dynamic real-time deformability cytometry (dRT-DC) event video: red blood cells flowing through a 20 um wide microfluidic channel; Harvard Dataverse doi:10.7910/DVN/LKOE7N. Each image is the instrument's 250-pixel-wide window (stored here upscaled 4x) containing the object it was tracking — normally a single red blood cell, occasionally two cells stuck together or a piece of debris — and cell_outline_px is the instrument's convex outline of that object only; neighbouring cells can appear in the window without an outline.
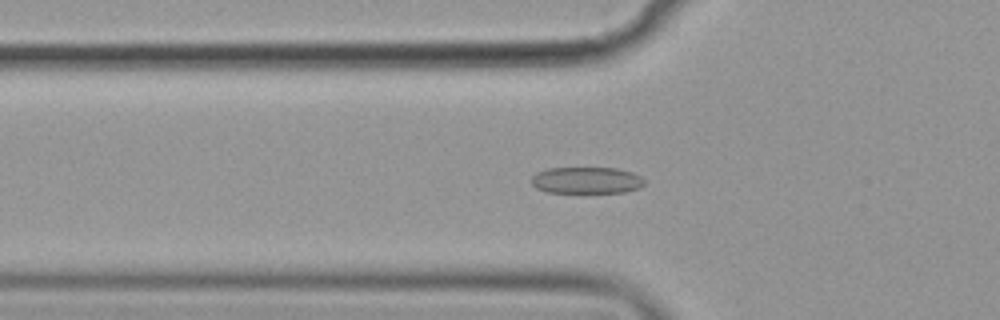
{"species": "common noctule bat (a hibernating species)", "species_latin": "Nyctalus noctula", "temperature_condition": "cold", "stored_images_in_passage": 56, "camera_frame_rate_fps": 3000, "um_per_image_px": 0.085, "animal": {"sex": "female", "body_mass_g": 19.9}, "frame": {"image": 1, "passage_image": 19, "time_ms": 6.0, "image_size_px": [1000, 320], "cell_outline_px": [[644, 184], [640, 188], [624, 192], [548, 192], [536, 188], [532, 184], [532, 176], [536, 172], [548, 168], [616, 168], [632, 172], [640, 176], [644, 180]], "centroid_in_image_um": [49.85, 15.32], "position_along_channel_um": 75.9, "area_um2": 17.46}}
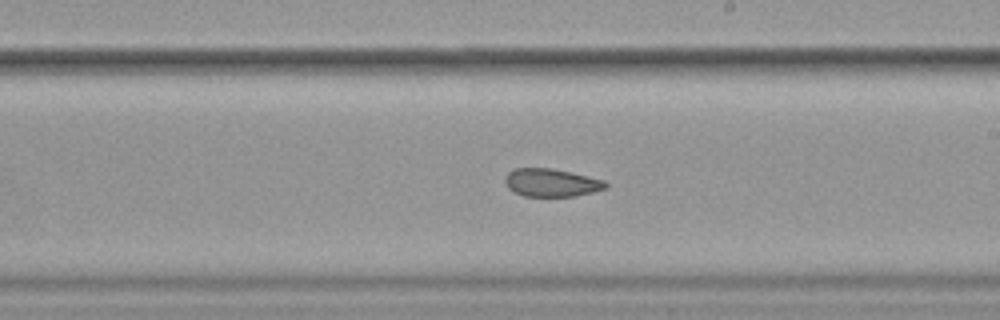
{"frame": {"image": 2, "passage_image": 33, "time_ms": 10.667, "image_size_px": [1000, 320], "cell_outline_px": [[608, 188], [576, 196], [524, 196], [508, 188], [504, 180], [504, 176], [512, 168], [552, 168], [588, 176], [604, 180], [608, 184]], "centroid_in_image_um": [46.86, 15.52], "position_along_channel_um": 242.1, "area_um2": 16.47}}
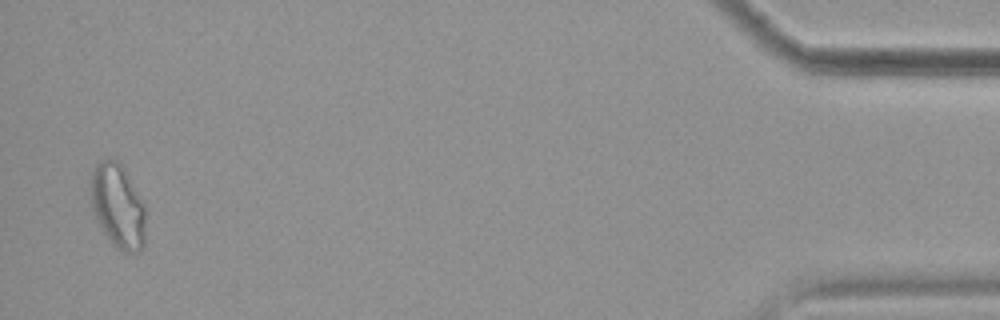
{"frame": {"image": 3, "passage_image": 55, "time_ms": 18.0, "image_size_px": [1000, 320], "cell_outline_px": [[144, 244], [140, 252], [124, 252], [116, 248], [112, 244], [100, 228], [92, 212], [88, 184], [92, 172], [96, 164], [100, 160], [108, 156], [120, 160], [144, 204]], "centroid_in_image_um": [9.96, 17.46], "position_along_channel_um": 425.2, "area_um2": 27.69}, "authors_computed_cell_mechanics": {"area_um2": 18.7272, "velocity_mm_per_s": 3.5614, "shape_relaxation_time_tau1_ms": 6.29, "shape_relaxation_time_tau2_ms": 3.6457, "deformation_change_tau1": 0.1227, "deformation_change_tau2": 0.1032}}